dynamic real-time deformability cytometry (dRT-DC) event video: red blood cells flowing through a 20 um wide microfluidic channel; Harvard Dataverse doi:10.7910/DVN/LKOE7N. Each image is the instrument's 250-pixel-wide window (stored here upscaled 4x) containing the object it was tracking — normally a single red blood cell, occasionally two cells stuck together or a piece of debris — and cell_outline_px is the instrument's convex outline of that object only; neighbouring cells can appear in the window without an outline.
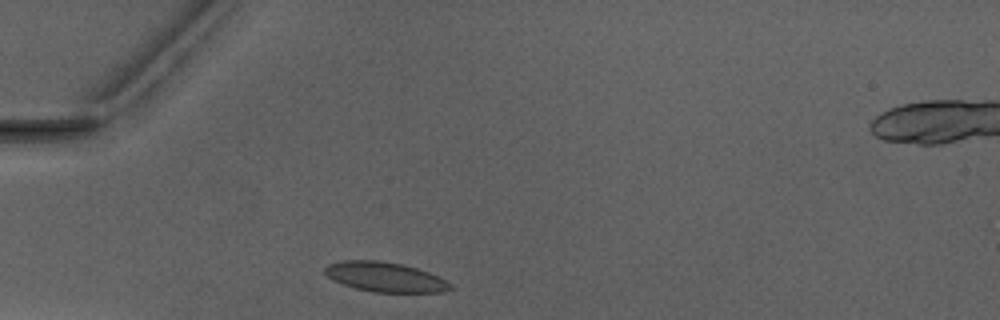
{"species": "Egyptian fruit bat (a non-hibernating species)", "species_latin": "Rousettus aegyptiacus", "temperature_condition": "warm", "stored_images_in_passage": 2, "camera_frame_rate_fps": 3000, "um_per_image_px": 0.085, "animal": {"sex": "male"}, "frame": {"image": 1, "passage_image": 1, "time_ms": 0.0, "image_size_px": [1000, 320], "cell_outline_px": [[452, 288], [444, 292], [372, 292], [356, 288], [332, 280], [324, 272], [324, 268], [328, 264], [340, 260], [380, 260], [400, 264], [416, 268], [428, 272], [452, 284]], "centroid_in_image_um": [32.69, 23.54], "position_along_channel_um": 52.3, "area_um2": 21.62}}